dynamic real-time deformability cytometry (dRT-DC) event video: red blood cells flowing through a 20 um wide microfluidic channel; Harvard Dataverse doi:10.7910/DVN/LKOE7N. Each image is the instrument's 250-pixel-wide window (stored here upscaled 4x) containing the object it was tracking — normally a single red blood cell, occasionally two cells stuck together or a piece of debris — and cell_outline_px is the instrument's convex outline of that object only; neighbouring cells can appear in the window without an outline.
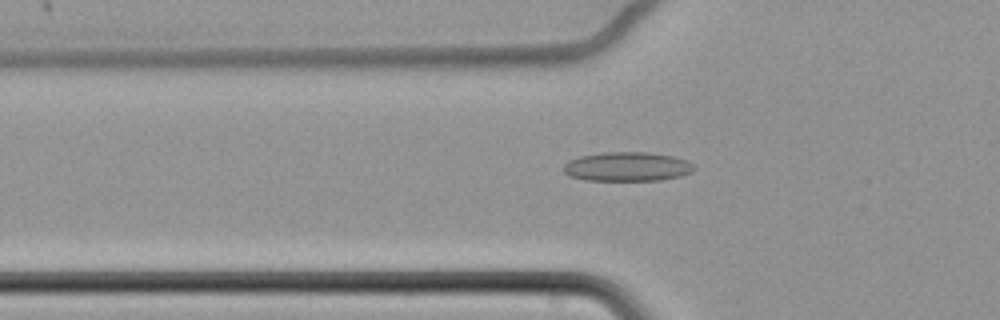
{"species": "common noctule bat (a hibernating species)", "species_latin": "Nyctalus noctula", "temperature_condition": "cold", "stored_images_in_passage": 63, "camera_frame_rate_fps": 3000, "um_per_image_px": 0.085, "animal": {"sex": "female", "body_mass_g": 22.7, "forearm_length_mm": 54.2}, "frame": {"image": 1, "passage_image": 24, "time_ms": 7.667, "image_size_px": [1000, 320], "cell_outline_px": [[696, 168], [692, 172], [680, 176], [660, 180], [584, 180], [568, 176], [564, 172], [564, 164], [568, 160], [580, 156], [604, 152], [648, 152], [672, 156], [688, 160]], "centroid_in_image_um": [53.31, 14.16], "position_along_channel_um": 72.5, "area_um2": 22.31}}
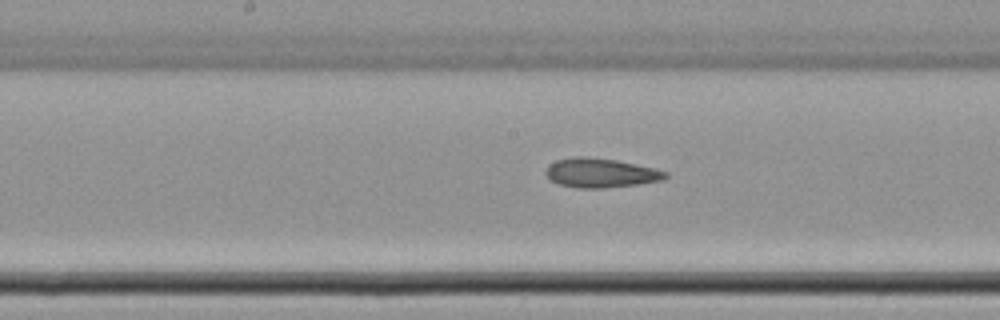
{"frame": {"image": 2, "passage_image": 35, "time_ms": 11.333, "image_size_px": [1000, 320], "cell_outline_px": [[668, 176], [664, 180], [640, 184], [604, 188], [576, 188], [560, 184], [552, 180], [544, 172], [548, 164], [556, 160], [572, 156], [584, 156], [616, 160], [656, 168], [668, 172]], "centroid_in_image_um": [51.07, 14.69], "position_along_channel_um": 197.1, "area_um2": 20.63}}
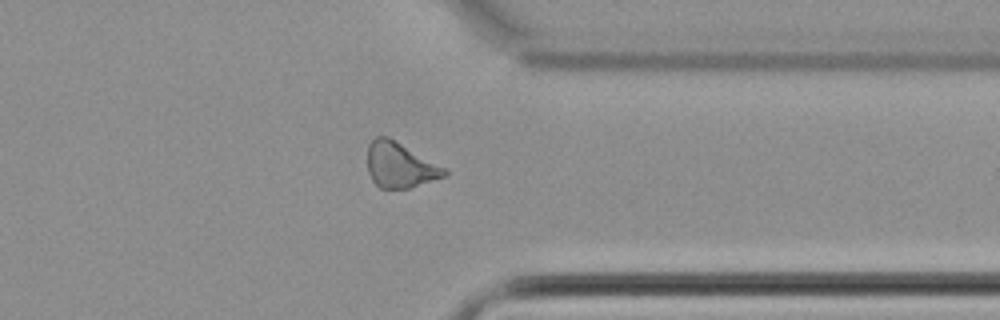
{"frame": {"image": 3, "passage_image": 51, "time_ms": 16.667, "image_size_px": [1000, 320], "cell_outline_px": [[448, 176], [408, 188], [380, 188], [372, 180], [368, 172], [368, 144], [376, 136], [388, 136], [444, 168], [448, 172]], "centroid_in_image_um": [33.98, 14.04], "position_along_channel_um": 377.4, "area_um2": 20.06}, "authors_computed_cell_mechanics": {"area_um2": 21.386, "velocity_mm_per_s": 3.4315, "shape_relaxation_time_tau1_ms": 9.3617, "shape_relaxation_time_tau2_ms": null, "deformation_change_tau1": 0.1163, "deformation_change_tau2": null}}